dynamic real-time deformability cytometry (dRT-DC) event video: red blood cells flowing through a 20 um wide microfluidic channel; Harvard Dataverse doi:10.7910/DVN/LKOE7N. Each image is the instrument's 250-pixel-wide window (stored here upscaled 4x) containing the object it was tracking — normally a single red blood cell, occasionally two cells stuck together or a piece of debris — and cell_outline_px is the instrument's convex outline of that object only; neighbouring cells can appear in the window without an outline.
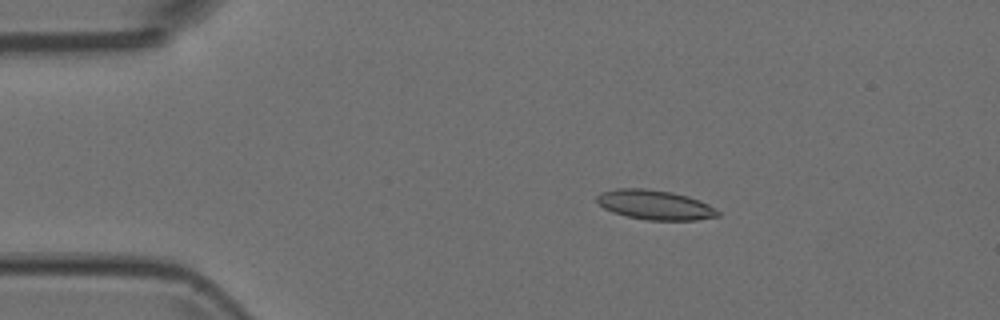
{"species": "Egyptian fruit bat (a non-hibernating species)", "species_latin": "Rousettus aegyptiacus", "temperature_condition": "room temperature", "stored_images_in_passage": 3, "camera_frame_rate_fps": 3000, "um_per_image_px": 0.085, "animal": {"sex": "female"}, "frame": {"image": 1, "passage_image": 2, "time_ms": 0.333, "image_size_px": [1000, 320], "cell_outline_px": [[720, 216], [696, 220], [648, 220], [628, 216], [612, 212], [604, 208], [596, 200], [596, 196], [600, 192], [616, 188], [644, 188], [672, 192], [688, 196], [700, 200], [708, 204], [720, 212]], "centroid_in_image_um": [55.67, 17.4], "position_along_channel_um": 29.3, "area_um2": 20.92}}